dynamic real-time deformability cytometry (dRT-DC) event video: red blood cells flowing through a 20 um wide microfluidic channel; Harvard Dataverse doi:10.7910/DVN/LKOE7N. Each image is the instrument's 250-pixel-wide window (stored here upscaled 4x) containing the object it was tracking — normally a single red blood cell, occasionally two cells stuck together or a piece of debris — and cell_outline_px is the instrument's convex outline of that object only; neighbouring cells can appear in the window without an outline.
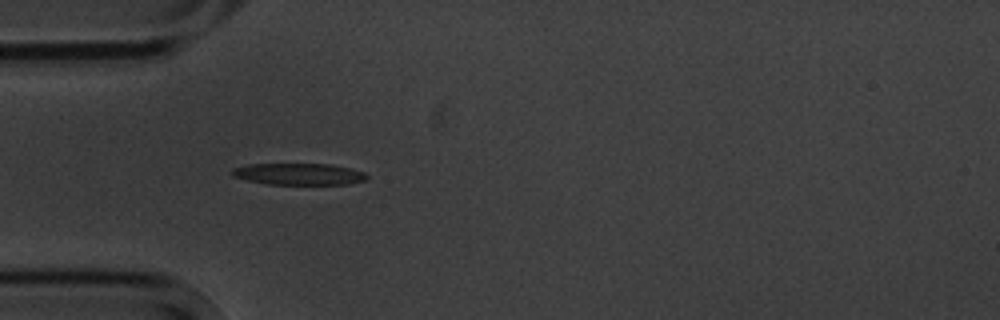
{"species": "common noctule bat (a hibernating species)", "species_latin": "Nyctalus noctula", "temperature_condition": "cold", "stored_images_in_passage": 5, "camera_frame_rate_fps": 3000, "um_per_image_px": 0.085, "animal": {"sex": "male", "body_mass_g": 20.1, "forearm_length_mm": 53.5}, "frame": {"image": 1, "passage_image": 4, "time_ms": 3.333, "image_size_px": [1000, 320], "cell_outline_px": [[368, 176], [364, 180], [348, 184], [268, 184], [248, 180], [232, 176], [232, 168], [248, 164], [332, 164], [352, 168], [364, 172]], "centroid_in_image_um": [25.41, 14.79], "position_along_channel_um": 59.6, "area_um2": 16.94}}
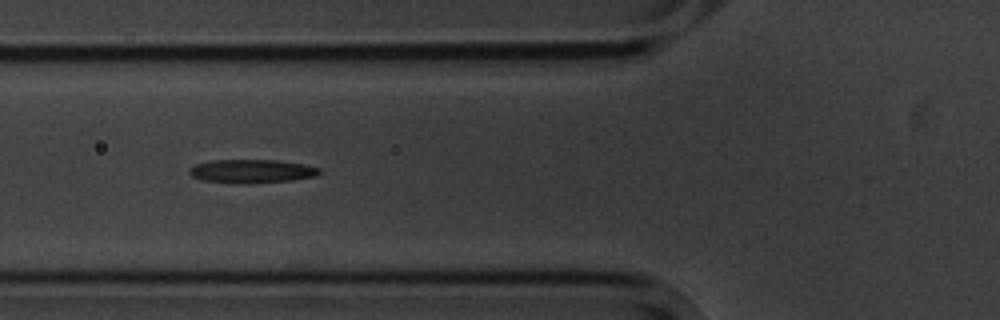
{"frame": {"image": 2, "passage_image": 5, "time_ms": 4.667, "image_size_px": [1000, 320], "cell_outline_px": [[320, 172], [316, 176], [292, 180], [244, 184], [236, 184], [200, 180], [192, 176], [188, 172], [188, 168], [196, 164], [212, 160], [276, 160], [304, 164], [320, 168]], "centroid_in_image_um": [21.35, 14.56], "position_along_channel_um": 104.4, "area_um2": 18.03}}